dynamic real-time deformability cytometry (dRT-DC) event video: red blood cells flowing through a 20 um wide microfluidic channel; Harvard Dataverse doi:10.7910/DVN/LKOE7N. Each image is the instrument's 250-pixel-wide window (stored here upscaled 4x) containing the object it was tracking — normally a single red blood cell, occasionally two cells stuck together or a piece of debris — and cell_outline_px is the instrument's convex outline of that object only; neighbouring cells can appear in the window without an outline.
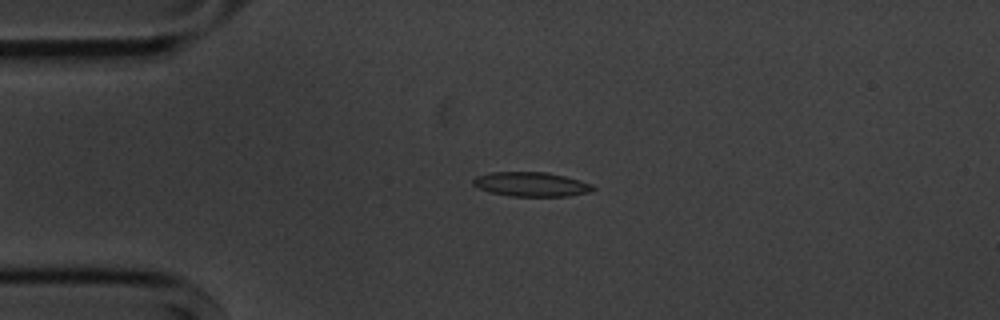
{"species": "common noctule bat (a hibernating species)", "species_latin": "Nyctalus noctula", "temperature_condition": "cold", "stored_images_in_passage": 4, "camera_frame_rate_fps": 3000, "um_per_image_px": 0.085, "animal": {"sex": "male", "body_mass_g": 20.1, "forearm_length_mm": 53.5}, "frame": {"image": 1, "passage_image": 4, "time_ms": 3.333, "image_size_px": [1000, 320], "cell_outline_px": [[596, 188], [588, 192], [568, 196], [512, 196], [488, 192], [472, 184], [472, 180], [476, 176], [492, 172], [548, 172], [580, 180], [592, 184]], "centroid_in_image_um": [45.14, 15.66], "position_along_channel_um": 39.9, "area_um2": 16.99}}